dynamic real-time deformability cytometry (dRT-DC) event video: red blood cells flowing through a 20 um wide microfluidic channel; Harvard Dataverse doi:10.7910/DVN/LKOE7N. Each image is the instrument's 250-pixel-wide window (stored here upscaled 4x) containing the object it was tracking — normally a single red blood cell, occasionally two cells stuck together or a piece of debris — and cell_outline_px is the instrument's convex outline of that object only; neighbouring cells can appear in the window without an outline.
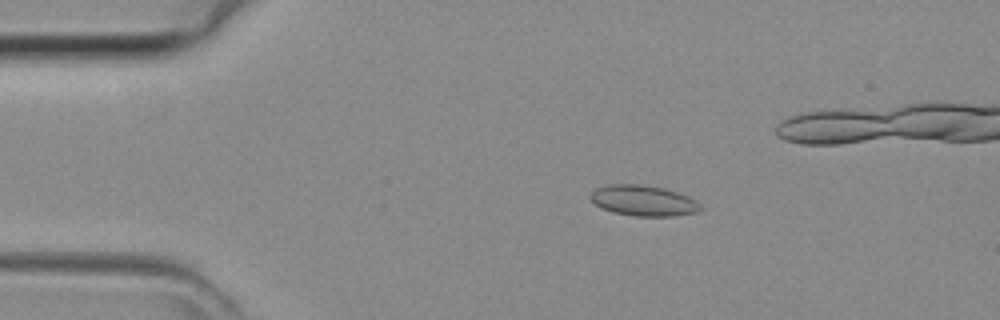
{"species": "common noctule bat (a hibernating species)", "species_latin": "Nyctalus noctula", "temperature_condition": "room temperature", "stored_images_in_passage": 31, "camera_frame_rate_fps": 3000, "um_per_image_px": 0.085, "animal": {"sex": "female", "body_mass_g": 29.2, "forearm_length_mm": 56.3}, "frame": {"image": 1, "passage_image": 3, "time_ms": 0.667, "image_size_px": [1000, 320], "cell_outline_px": [[700, 208], [696, 212], [672, 216], [636, 216], [612, 212], [596, 204], [588, 196], [596, 188], [608, 184], [644, 184], [664, 188], [688, 196], [696, 200], [700, 204]], "centroid_in_image_um": [54.67, 17.04], "position_along_channel_um": 30.3, "area_um2": 19.54}}
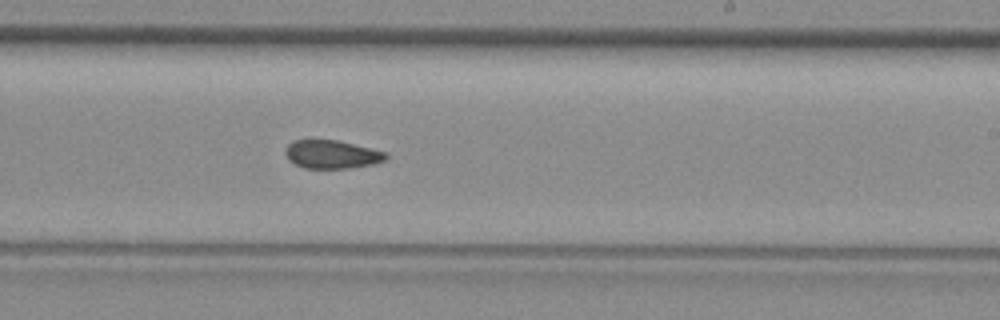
{"frame": {"image": 2, "passage_image": 21, "time_ms": 6.667, "image_size_px": [1000, 320], "cell_outline_px": [[388, 156], [384, 160], [372, 164], [348, 168], [304, 168], [288, 160], [284, 152], [284, 148], [292, 140], [336, 140], [388, 152]], "centroid_in_image_um": [28.17, 13.11], "position_along_channel_um": 260.8, "area_um2": 16.59}}
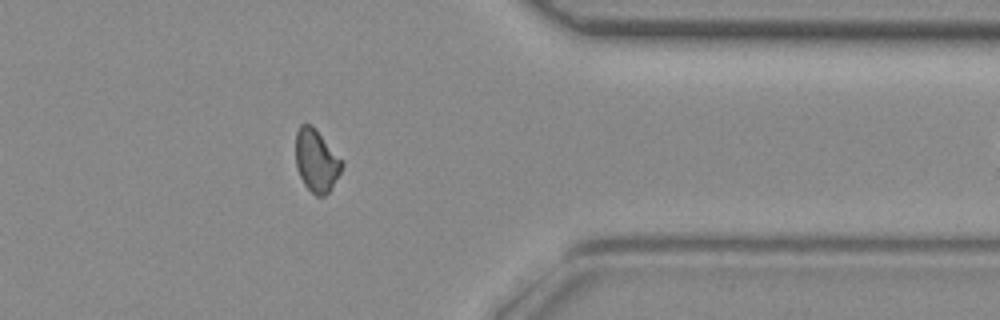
{"frame": {"image": 3, "passage_image": 30, "time_ms": 9.667, "image_size_px": [1000, 320], "cell_outline_px": [[344, 164], [340, 172], [328, 192], [324, 196], [316, 196], [304, 184], [296, 168], [296, 132], [300, 124], [312, 124], [344, 160]], "centroid_in_image_um": [26.9, 13.62], "position_along_channel_um": 384.5, "area_um2": 16.94}}